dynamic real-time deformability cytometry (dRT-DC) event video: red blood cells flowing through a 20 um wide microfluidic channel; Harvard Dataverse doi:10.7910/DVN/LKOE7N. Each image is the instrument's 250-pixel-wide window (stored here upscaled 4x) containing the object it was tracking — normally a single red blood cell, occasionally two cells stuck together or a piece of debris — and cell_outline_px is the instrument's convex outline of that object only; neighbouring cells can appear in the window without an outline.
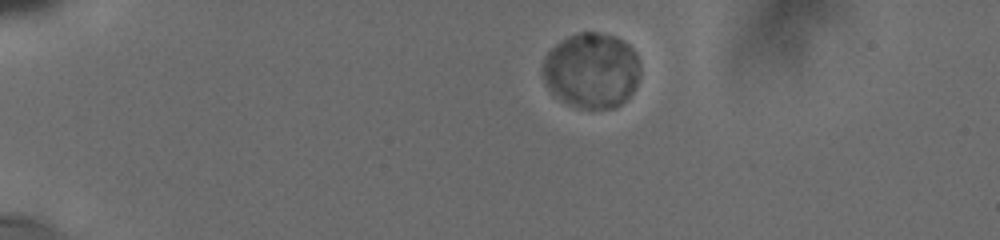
{"species": "human", "species_latin": "Homo sapiens", "temperature_condition": "cold", "stored_images_in_passage": 40, "camera_frame_rate_fps": 3000, "um_per_image_px": 0.085, "donor": {"sex": "male"}, "frame": {"image": 1, "passage_image": 1, "time_ms": 0.0, "image_size_px": [1000, 240], "cell_outline_px": [[640, 72], [636, 84], [632, 92], [620, 104], [612, 108], [576, 108], [552, 96], [544, 80], [544, 56], [556, 44], [568, 36], [580, 32], [600, 32], [616, 36], [628, 44], [636, 52], [640, 68]], "centroid_in_image_um": [50.28, 5.98], "position_along_channel_um": 34.7, "area_um2": 43.0}}
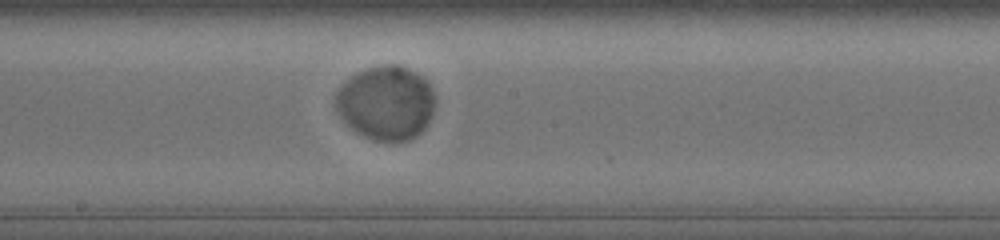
{"frame": {"image": 2, "passage_image": 21, "time_ms": 7.0, "image_size_px": [1000, 240], "cell_outline_px": [[432, 116], [424, 128], [416, 136], [408, 140], [376, 140], [364, 136], [356, 132], [340, 116], [336, 108], [336, 92], [352, 76], [368, 68], [384, 64], [396, 64], [416, 72], [428, 80], [432, 92]], "centroid_in_image_um": [32.82, 8.73], "position_along_channel_um": 215.4, "area_um2": 42.19}}
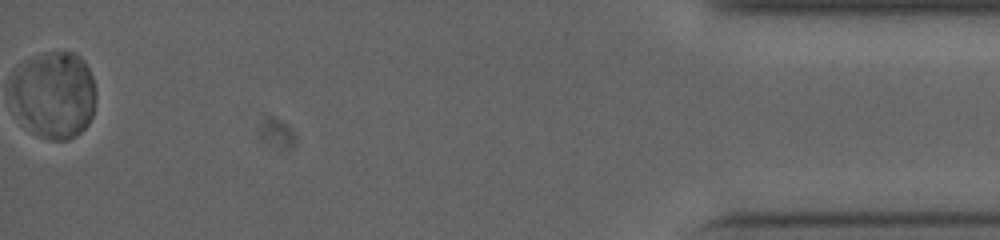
{"frame": {"image": 3, "passage_image": 40, "time_ms": 15.0, "image_size_px": [1000, 240], "cell_outline_px": [[96, 96], [92, 116], [88, 124], [76, 136], [68, 140], [52, 140], [36, 136], [32, 132], [20, 112], [12, 88], [12, 72], [20, 64], [32, 56], [44, 52], [76, 52], [84, 60], [92, 76], [96, 88]], "centroid_in_image_um": [4.67, 8.02], "position_along_channel_um": 430.5, "area_um2": 42.77}, "authors_computed_cell_mechanics": {"area_um2": 42.772, "velocity_mm_per_s": 3.6485, "shape_relaxation_time_tau1_ms": 1.8257, "shape_relaxation_time_tau2_ms": null, "deformation_change_tau1": 0.0327, "deformation_change_tau2": null}}